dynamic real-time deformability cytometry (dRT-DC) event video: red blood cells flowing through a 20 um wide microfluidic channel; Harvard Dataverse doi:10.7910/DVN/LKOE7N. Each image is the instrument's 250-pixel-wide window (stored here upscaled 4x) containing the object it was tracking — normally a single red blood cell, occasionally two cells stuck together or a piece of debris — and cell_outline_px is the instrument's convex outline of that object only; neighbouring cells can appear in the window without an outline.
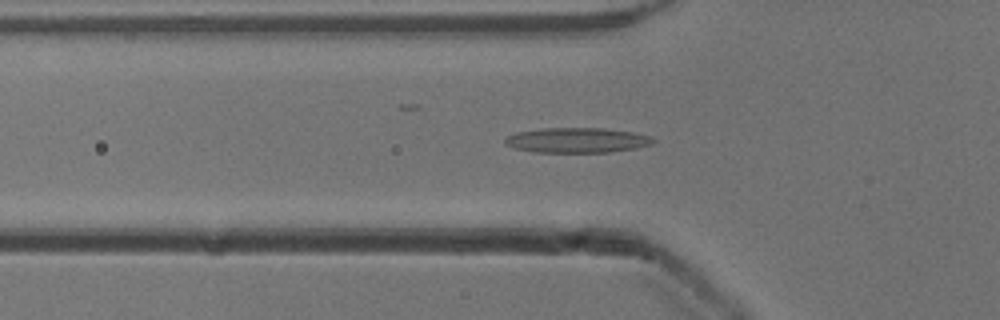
{"species": "common noctule bat (a hibernating species)", "species_latin": "Nyctalus noctula", "temperature_condition": "cold", "stored_images_in_passage": 52, "camera_frame_rate_fps": 3000, "um_per_image_px": 0.085, "animal": {"sex": "male", "body_mass_g": 13.3}, "frame": {"image": 1, "passage_image": 17, "time_ms": 5.333, "image_size_px": [1000, 320], "cell_outline_px": [[656, 140], [652, 144], [636, 148], [608, 152], [532, 152], [512, 148], [504, 144], [504, 140], [508, 136], [516, 132], [540, 128], [604, 128], [632, 132], [652, 136]], "centroid_in_image_um": [49.02, 11.92], "position_along_channel_um": 76.8, "area_um2": 21.79}}
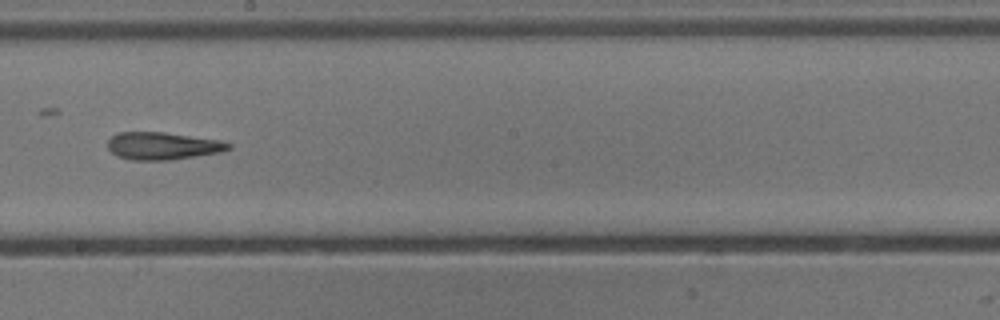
{"frame": {"image": 2, "passage_image": 29, "time_ms": 9.333, "image_size_px": [1000, 320], "cell_outline_px": [[232, 148], [220, 152], [172, 160], [132, 160], [116, 156], [108, 148], [108, 140], [112, 136], [120, 132], [164, 132], [220, 140], [232, 144]], "centroid_in_image_um": [13.83, 12.4], "position_along_channel_um": 234.4, "area_um2": 19.36}}
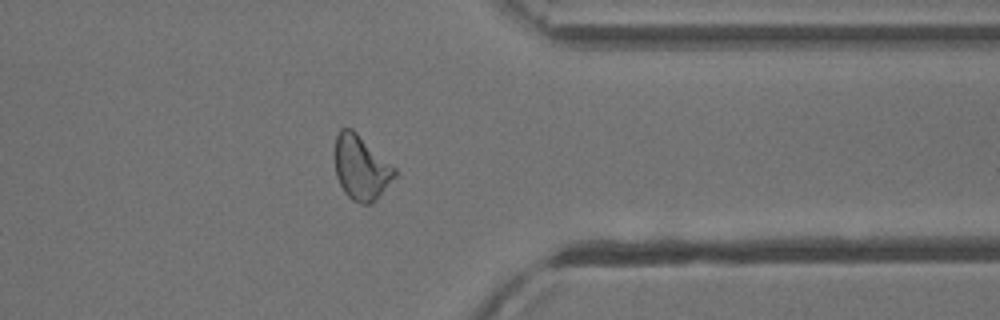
{"frame": {"image": 3, "passage_image": 41, "time_ms": 13.333, "image_size_px": [1000, 320], "cell_outline_px": [[396, 176], [380, 196], [372, 204], [360, 204], [352, 200], [344, 192], [336, 176], [332, 152], [336, 136], [340, 128], [352, 128], [396, 168]], "centroid_in_image_um": [30.65, 14.24], "position_along_channel_um": 380.7, "area_um2": 23.0}, "authors_computed_cell_mechanics": {"area_um2": 21.097, "velocity_mm_per_s": 3.8984, "shape_relaxation_time_tau1_ms": null, "shape_relaxation_time_tau2_ms": 4.2322, "deformation_change_tau1": null, "deformation_change_tau2": 0.1422}}